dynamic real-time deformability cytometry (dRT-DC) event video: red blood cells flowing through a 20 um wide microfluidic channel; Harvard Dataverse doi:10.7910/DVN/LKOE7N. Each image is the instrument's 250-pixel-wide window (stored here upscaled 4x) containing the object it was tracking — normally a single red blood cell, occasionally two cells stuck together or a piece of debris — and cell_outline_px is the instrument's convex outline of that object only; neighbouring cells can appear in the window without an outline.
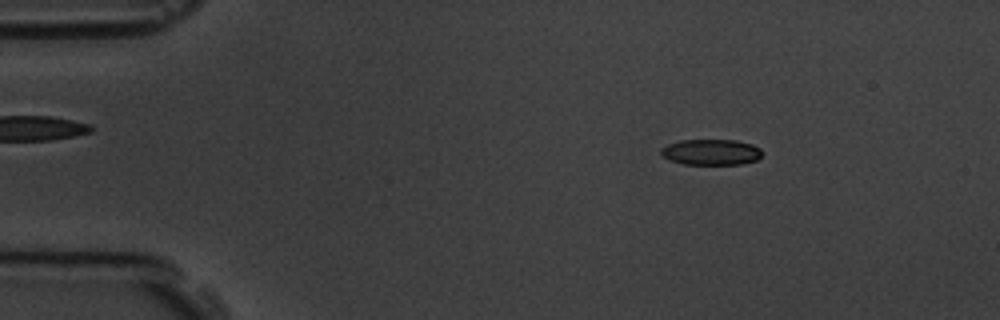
{"species": "common noctule bat (a hibernating species)", "species_latin": "Nyctalus noctula", "temperature_condition": "room temperature", "stored_images_in_passage": 58, "camera_frame_rate_fps": 3000, "um_per_image_px": 0.085, "animal": {"sex": "male", "body_mass_g": 19.5, "forearm_length_mm": 54.6}, "frame": {"image": 1, "passage_image": 9, "time_ms": 2.667, "image_size_px": [1000, 320], "cell_outline_px": [[764, 152], [756, 160], [740, 164], [684, 164], [668, 160], [660, 152], [660, 148], [668, 144], [680, 140], [736, 140], [752, 144], [760, 148]], "centroid_in_image_um": [60.44, 12.92], "position_along_channel_um": 24.6, "area_um2": 15.26}}
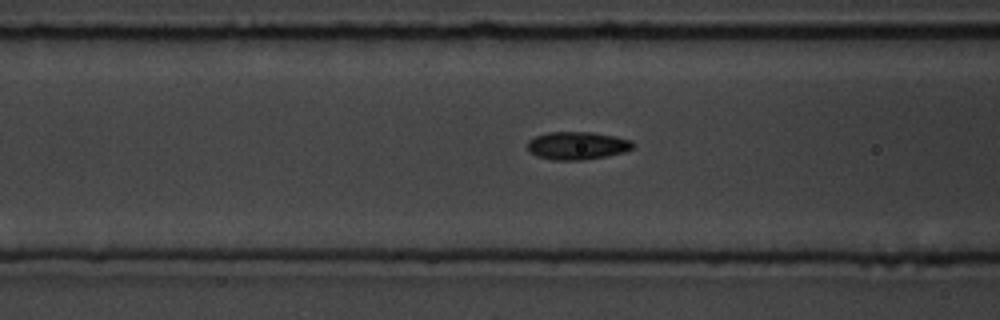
{"frame": {"image": 2, "passage_image": 23, "time_ms": 7.333, "image_size_px": [1000, 320], "cell_outline_px": [[632, 148], [624, 152], [608, 156], [580, 160], [552, 160], [536, 156], [528, 152], [528, 140], [536, 136], [548, 132], [592, 132], [616, 136], [632, 140]], "centroid_in_image_um": [49.04, 12.38], "position_along_channel_um": 117.6, "area_um2": 17.22}}
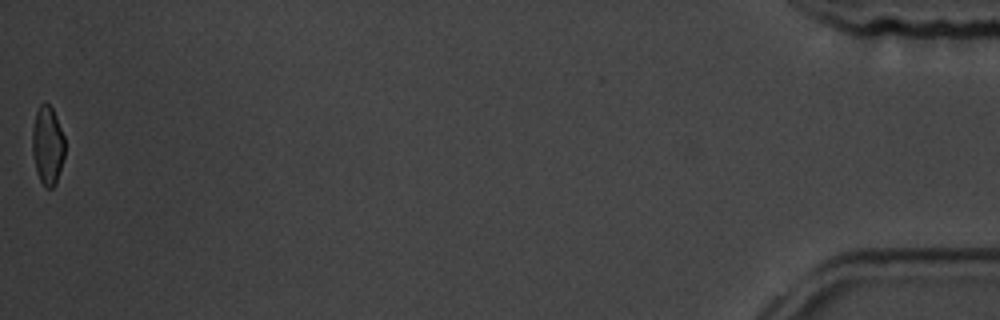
{"frame": {"image": 3, "passage_image": 58, "time_ms": 19.0, "image_size_px": [1000, 320], "cell_outline_px": [[64, 156], [56, 184], [52, 188], [48, 188], [40, 180], [36, 172], [32, 152], [32, 128], [36, 112], [40, 104], [44, 100], [52, 108], [56, 116], [64, 136]], "centroid_in_image_um": [4.03, 12.34], "position_along_channel_um": 431.2, "area_um2": 14.97}, "authors_computed_cell_mechanics": {"area_um2": 16.184, "velocity_mm_per_s": 3.5483, "shape_relaxation_time_tau1_ms": 5.8533, "shape_relaxation_time_tau2_ms": 2.7517, "deformation_change_tau1": 0.1246, "deformation_change_tau2": 0.0717}}